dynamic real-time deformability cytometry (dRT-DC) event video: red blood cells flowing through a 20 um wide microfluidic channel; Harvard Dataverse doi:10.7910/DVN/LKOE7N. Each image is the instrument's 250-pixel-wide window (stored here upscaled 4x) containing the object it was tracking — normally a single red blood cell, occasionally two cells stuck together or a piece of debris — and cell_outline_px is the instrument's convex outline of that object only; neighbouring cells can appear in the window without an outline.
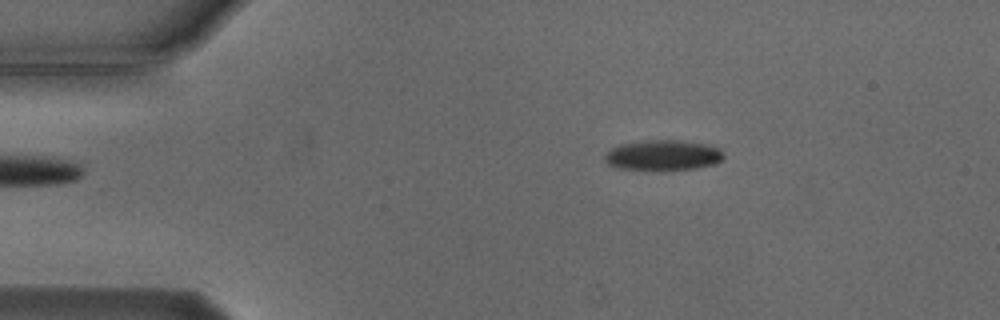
{"species": "Egyptian fruit bat (a non-hibernating species)", "species_latin": "Rousettus aegyptiacus", "temperature_condition": "cold", "stored_images_in_passage": 3, "camera_frame_rate_fps": 3000, "um_per_image_px": 0.085, "animal": {"sex": "male"}, "frame": {"image": 1, "passage_image": 1, "time_ms": 0.0, "image_size_px": [1000, 320], "cell_outline_px": [[724, 156], [716, 164], [696, 168], [664, 172], [660, 172], [616, 168], [608, 164], [604, 160], [604, 156], [612, 148], [620, 144], [644, 140], [680, 140], [708, 144], [720, 148]], "centroid_in_image_um": [56.35, 13.22], "position_along_channel_um": 28.6, "area_um2": 21.79}}
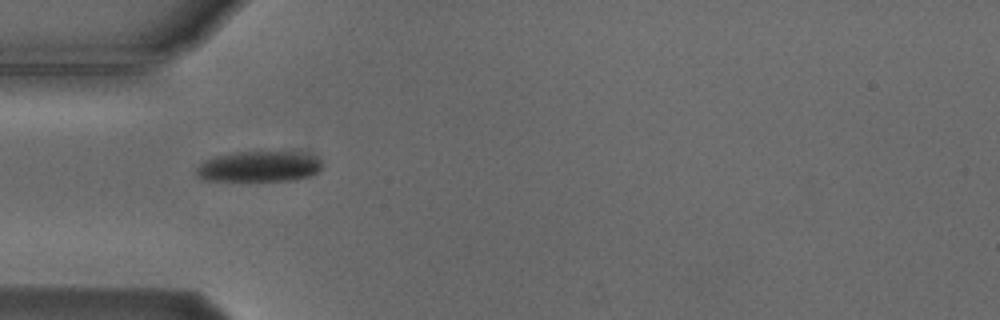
{"frame": {"image": 2, "passage_image": 2, "time_ms": 2.333, "image_size_px": [1000, 320], "cell_outline_px": [[320, 168], [312, 176], [296, 180], [204, 180], [196, 172], [196, 168], [204, 160], [216, 156], [236, 152], [300, 152], [316, 156], [320, 160]], "centroid_in_image_um": [22.04, 14.15], "position_along_channel_um": 63.0, "area_um2": 22.25}}
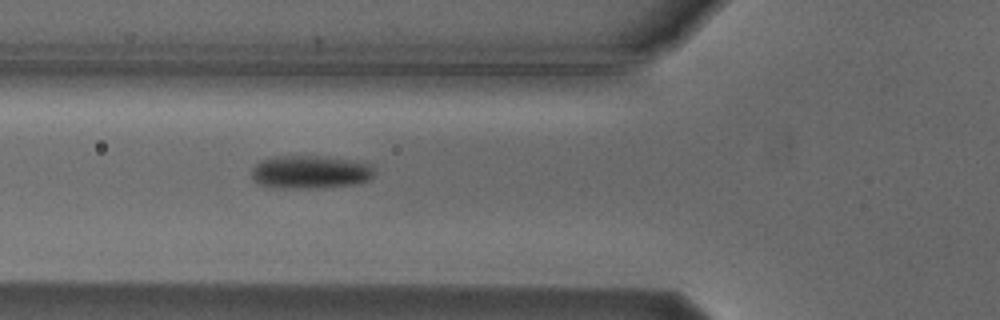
{"frame": {"image": 3, "passage_image": 3, "time_ms": 3.333, "image_size_px": [1000, 320], "cell_outline_px": [[372, 176], [368, 180], [352, 184], [308, 188], [284, 188], [260, 184], [252, 176], [252, 168], [260, 160], [272, 156], [324, 156], [372, 164]], "centroid_in_image_um": [26.33, 14.6], "position_along_channel_um": 99.5, "area_um2": 23.29}}